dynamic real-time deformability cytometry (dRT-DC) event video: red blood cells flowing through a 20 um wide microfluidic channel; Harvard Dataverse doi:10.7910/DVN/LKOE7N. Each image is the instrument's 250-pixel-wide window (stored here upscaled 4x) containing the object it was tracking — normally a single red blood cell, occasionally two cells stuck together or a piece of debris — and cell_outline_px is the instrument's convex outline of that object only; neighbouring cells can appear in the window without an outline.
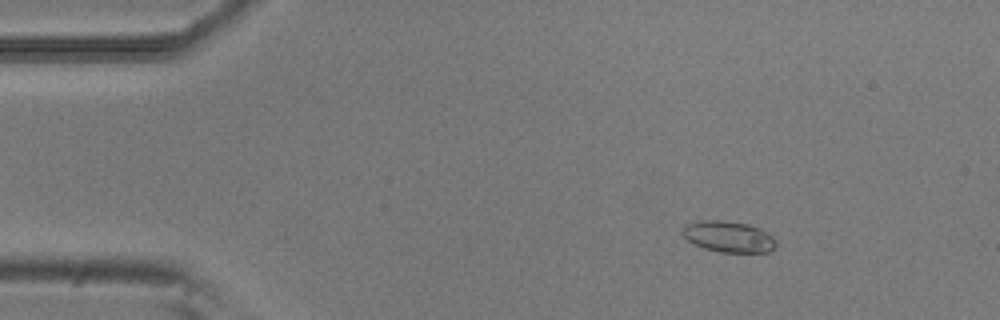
{"species": "common noctule bat (a hibernating species)", "species_latin": "Nyctalus noctula", "temperature_condition": "room temperature", "stored_images_in_passage": 47, "camera_frame_rate_fps": 3000, "um_per_image_px": 0.085, "animal": {"sex": "male", "body_mass_g": 20.5, "forearm_length_mm": 52.5}, "frame": {"image": 1, "passage_image": 1, "time_ms": 0.0, "image_size_px": [1000, 320], "cell_outline_px": [[776, 248], [768, 252], [720, 252], [704, 248], [688, 240], [680, 232], [684, 224], [700, 220], [720, 220], [748, 224], [760, 228], [772, 236], [776, 240]], "centroid_in_image_um": [61.92, 20.11], "position_along_channel_um": 23.1, "area_um2": 17.05}}
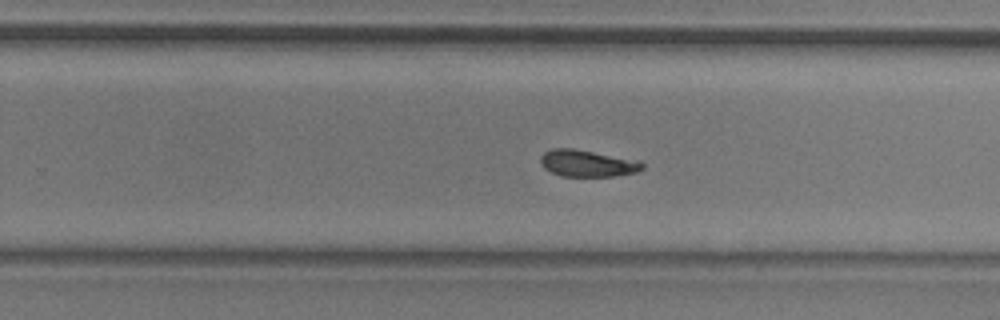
{"frame": {"image": 2, "passage_image": 27, "time_ms": 8.667, "image_size_px": [1000, 320], "cell_outline_px": [[644, 168], [636, 172], [616, 176], [560, 176], [544, 168], [540, 164], [540, 156], [544, 152], [552, 148], [572, 148], [640, 160], [644, 164]], "centroid_in_image_um": [49.93, 13.88], "position_along_channel_um": 279.9, "area_um2": 16.01}}
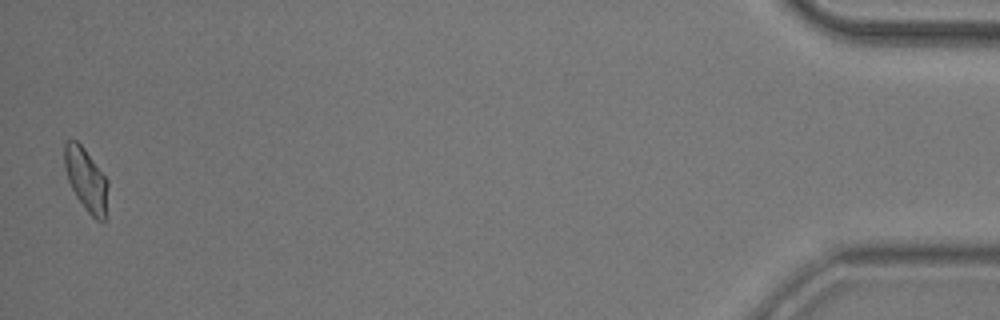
{"frame": {"image": 3, "passage_image": 46, "time_ms": 15.0, "image_size_px": [1000, 320], "cell_outline_px": [[108, 216], [104, 220], [96, 220], [88, 212], [76, 196], [68, 180], [64, 168], [64, 144], [68, 140], [76, 140], [84, 148], [108, 180]], "centroid_in_image_um": [7.35, 15.3], "position_along_channel_um": 427.9, "area_um2": 16.13}, "authors_computed_cell_mechanics": {"area_um2": 16.184, "velocity_mm_per_s": 3.8102, "shape_relaxation_time_tau1_ms": 3.6237, "shape_relaxation_time_tau2_ms": 1.2901, "deformation_change_tau1": 0.1467, "deformation_change_tau2": 0.0767}}